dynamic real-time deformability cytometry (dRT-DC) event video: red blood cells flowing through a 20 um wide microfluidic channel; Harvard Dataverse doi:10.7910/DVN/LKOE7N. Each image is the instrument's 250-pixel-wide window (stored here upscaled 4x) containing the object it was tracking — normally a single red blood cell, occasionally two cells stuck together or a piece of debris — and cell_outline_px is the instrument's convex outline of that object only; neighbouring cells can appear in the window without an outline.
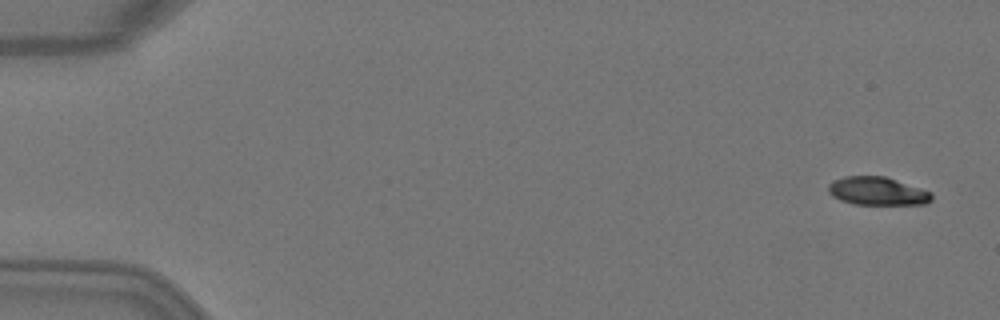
{"species": "Egyptian fruit bat (a non-hibernating species)", "species_latin": "Rousettus aegyptiacus", "temperature_condition": "warm", "stored_images_in_passage": 6, "camera_frame_rate_fps": 3000, "um_per_image_px": 0.085, "animal": {"sex": "female"}, "frame": {"image": 1, "passage_image": 1, "time_ms": 0.0, "image_size_px": [1000, 320], "cell_outline_px": [[932, 200], [928, 204], [856, 204], [840, 200], [832, 196], [828, 192], [828, 184], [844, 176], [884, 176], [932, 192]], "centroid_in_image_um": [74.58, 16.25], "position_along_channel_um": 10.4, "area_um2": 16.88}}
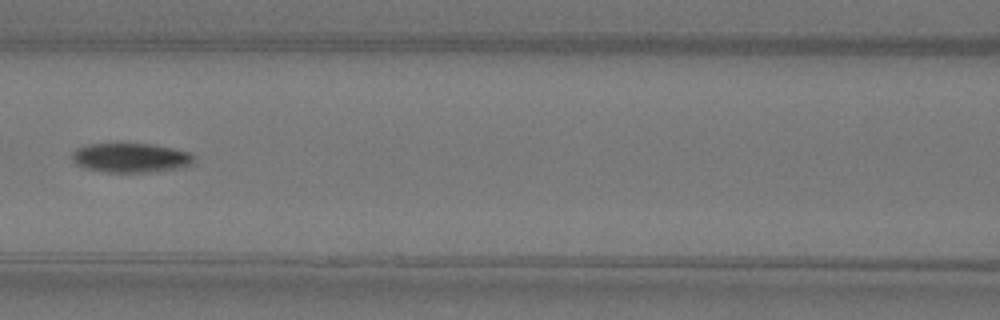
{"frame": {"image": 2, "passage_image": 6, "time_ms": 1.667, "image_size_px": [1000, 320], "cell_outline_px": [[196, 160], [192, 164], [180, 168], [144, 172], [104, 172], [84, 168], [76, 164], [72, 160], [72, 152], [76, 148], [88, 144], [152, 144], [172, 148], [188, 152]], "centroid_in_image_um": [11.08, 13.41], "position_along_channel_um": 155.5, "area_um2": 20.81}}